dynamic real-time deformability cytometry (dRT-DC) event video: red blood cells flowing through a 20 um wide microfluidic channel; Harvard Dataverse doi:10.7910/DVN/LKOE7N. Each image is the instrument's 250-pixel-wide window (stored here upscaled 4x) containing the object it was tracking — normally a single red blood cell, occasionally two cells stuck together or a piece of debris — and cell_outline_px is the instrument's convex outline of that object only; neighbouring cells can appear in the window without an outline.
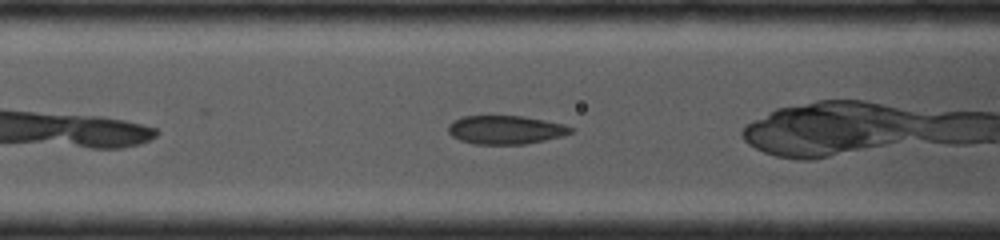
{"species": "common noctule bat (a hibernating species)", "species_latin": "Nyctalus noctula", "temperature_condition": "cold", "stored_images_in_passage": 26, "camera_frame_rate_fps": 4000, "um_per_image_px": 0.085, "animal": {"sex": "female", "body_mass_g": 19.0, "forearm_length_mm": 53.3}, "frame": {"image": 1, "passage_image": 5, "time_ms": 1.0, "image_size_px": [1000, 240], "cell_outline_px": [[576, 128], [572, 132], [560, 136], [544, 140], [524, 144], [472, 144], [460, 140], [452, 136], [448, 132], [448, 124], [452, 120], [460, 116], [524, 116], [564, 124]], "centroid_in_image_um": [42.94, 11.02], "position_along_channel_um": 123.7, "area_um2": 20.52}}
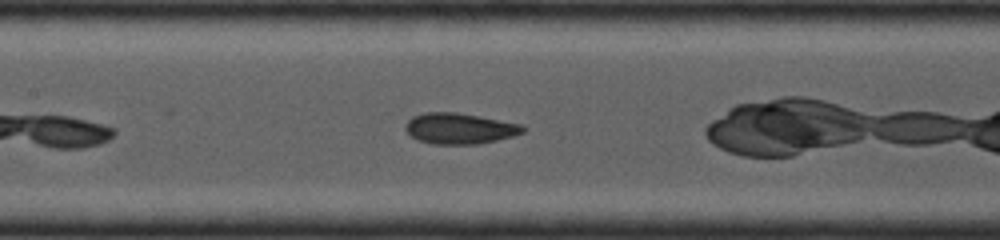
{"frame": {"image": 2, "passage_image": 8, "time_ms": 1.75, "image_size_px": [1000, 240], "cell_outline_px": [[528, 128], [524, 132], [512, 136], [496, 140], [476, 144], [432, 144], [416, 140], [404, 128], [404, 124], [412, 116], [424, 112], [456, 112], [480, 116], [524, 124]], "centroid_in_image_um": [39.07, 10.91], "position_along_channel_um": 168.3, "area_um2": 21.39}}